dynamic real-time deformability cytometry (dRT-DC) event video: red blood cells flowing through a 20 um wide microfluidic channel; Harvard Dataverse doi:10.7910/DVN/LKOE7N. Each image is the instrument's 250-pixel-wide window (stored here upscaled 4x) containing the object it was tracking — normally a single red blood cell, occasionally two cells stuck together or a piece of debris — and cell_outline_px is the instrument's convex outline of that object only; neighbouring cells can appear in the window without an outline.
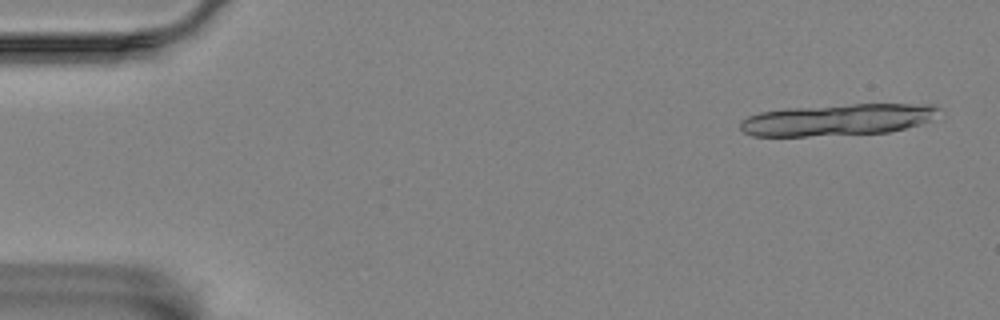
{"species": "Egyptian fruit bat (a non-hibernating species)", "species_latin": "Rousettus aegyptiacus", "temperature_condition": "room temperature", "stored_images_in_passage": 19, "camera_frame_rate_fps": 3000, "um_per_image_px": 0.085, "animal": {"sex": "female"}, "frame": {"image": 1, "passage_image": 3, "time_ms": 0.667, "image_size_px": [1000, 320], "cell_outline_px": [[944, 108], [928, 120], [920, 124], [888, 132], [808, 136], [752, 136], [744, 132], [740, 128], [740, 120], [748, 116], [760, 112], [788, 108], [852, 104], [936, 104]], "centroid_in_image_um": [71.19, 10.17], "position_along_channel_um": 13.8, "area_um2": 36.59}}